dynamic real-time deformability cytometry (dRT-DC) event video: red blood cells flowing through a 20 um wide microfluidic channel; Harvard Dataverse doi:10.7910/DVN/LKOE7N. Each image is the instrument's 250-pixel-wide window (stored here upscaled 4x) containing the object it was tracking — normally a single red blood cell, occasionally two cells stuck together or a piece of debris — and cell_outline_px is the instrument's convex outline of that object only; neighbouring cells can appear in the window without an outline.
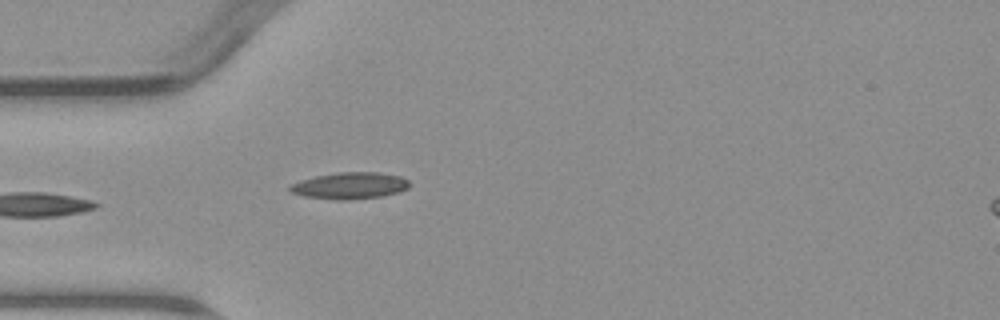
{"species": "common noctule bat (a hibernating species)", "species_latin": "Nyctalus noctula", "temperature_condition": "warm", "stored_images_in_passage": 6, "camera_frame_rate_fps": 3000, "um_per_image_px": 0.085, "animal": {"sex": "male", "body_mass_g": 23.1, "forearm_length_mm": 52.7}, "frame": {"image": 1, "passage_image": 6, "time_ms": 6.0, "image_size_px": [1000, 320], "cell_outline_px": [[408, 188], [400, 192], [384, 196], [348, 200], [336, 200], [304, 196], [288, 192], [288, 188], [292, 184], [300, 180], [316, 176], [340, 172], [376, 172], [400, 176], [408, 180]], "centroid_in_image_um": [29.72, 15.79], "position_along_channel_um": 55.3, "area_um2": 18.61}}